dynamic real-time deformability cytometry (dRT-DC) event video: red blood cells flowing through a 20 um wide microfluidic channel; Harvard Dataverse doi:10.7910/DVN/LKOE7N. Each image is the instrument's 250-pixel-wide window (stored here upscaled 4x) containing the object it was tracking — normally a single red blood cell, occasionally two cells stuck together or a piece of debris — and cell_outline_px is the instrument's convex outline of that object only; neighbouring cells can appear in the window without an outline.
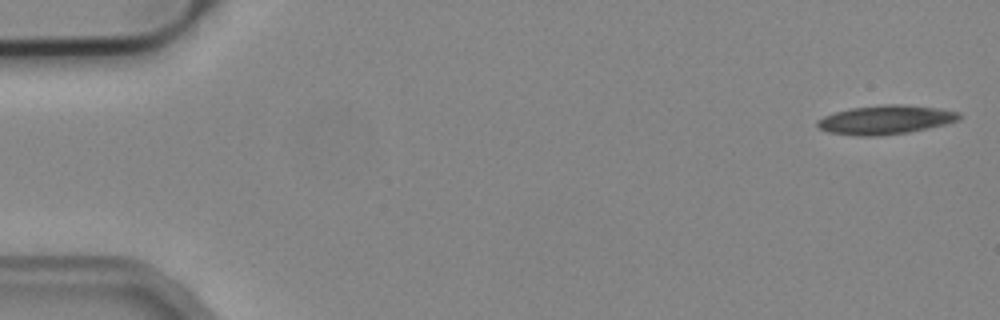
{"species": "common noctule bat (a hibernating species)", "species_latin": "Nyctalus noctula", "temperature_condition": "cold", "stored_images_in_passage": 11, "camera_frame_rate_fps": 3000, "um_per_image_px": 0.085, "animal": {"sex": "male", "body_mass_g": 19.2, "forearm_length_mm": 51.8}, "frame": {"image": 1, "passage_image": 1, "time_ms": 0.0, "image_size_px": [1000, 320], "cell_outline_px": [[960, 120], [928, 128], [908, 132], [880, 136], [860, 136], [828, 132], [820, 128], [816, 124], [816, 120], [824, 116], [848, 108], [884, 104], [900, 104], [940, 108], [960, 112]], "centroid_in_image_um": [75.27, 10.17], "position_along_channel_um": 9.7, "area_um2": 23.99}}